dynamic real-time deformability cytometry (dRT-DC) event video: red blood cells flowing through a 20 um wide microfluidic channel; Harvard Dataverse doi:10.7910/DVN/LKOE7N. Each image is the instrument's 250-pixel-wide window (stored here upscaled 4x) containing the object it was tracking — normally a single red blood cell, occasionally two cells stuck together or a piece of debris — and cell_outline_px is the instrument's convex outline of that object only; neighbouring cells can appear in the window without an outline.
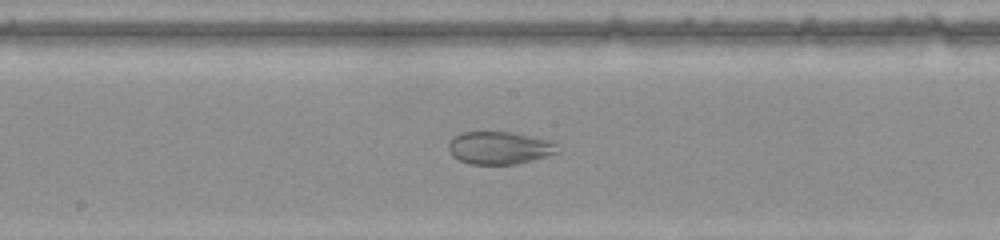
{"species": "common noctule bat (a hibernating species)", "species_latin": "Nyctalus noctula", "temperature_condition": "warm", "stored_images_in_passage": 49, "camera_frame_rate_fps": 3000, "um_per_image_px": 0.085, "animal": {"sex": "female", "body_mass_g": 22.0, "forearm_length_mm": 56.7}, "frame": {"image": 1, "passage_image": 25, "time_ms": 8.0, "image_size_px": [1000, 240], "cell_outline_px": [[560, 152], [548, 156], [516, 164], [468, 164], [452, 156], [448, 148], [448, 144], [456, 136], [464, 132], [508, 132], [528, 136], [544, 140], [556, 144]], "centroid_in_image_um": [42.43, 12.59], "position_along_channel_um": 205.8, "area_um2": 20.4}}
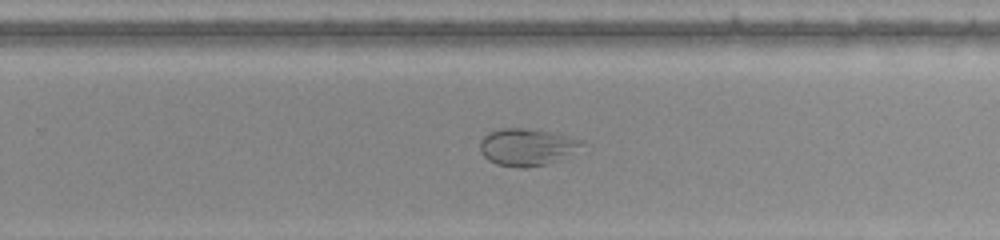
{"frame": {"image": 2, "passage_image": 31, "time_ms": 10.0, "image_size_px": [1000, 240], "cell_outline_px": [[584, 144], [568, 160], [528, 168], [520, 168], [496, 164], [488, 160], [480, 152], [480, 140], [488, 132], [500, 128], [528, 128], [572, 136], [584, 140]], "centroid_in_image_um": [44.86, 12.52], "position_along_channel_um": 284.9, "area_um2": 22.89}}
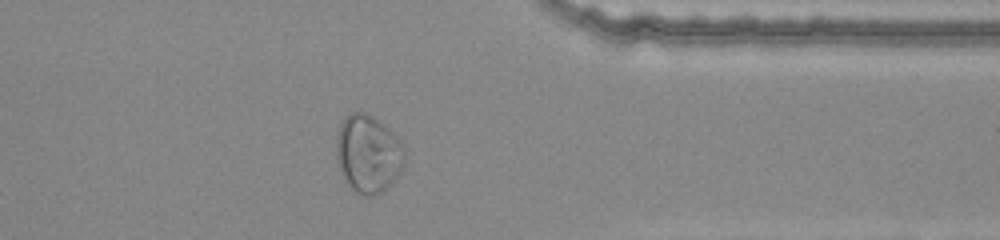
{"frame": {"image": 3, "passage_image": 39, "time_ms": 12.667, "image_size_px": [1000, 240], "cell_outline_px": [[404, 160], [400, 172], [380, 192], [372, 196], [360, 196], [344, 180], [336, 156], [336, 136], [340, 124], [352, 112], [364, 112], [372, 116], [392, 132], [400, 140], [404, 148]], "centroid_in_image_um": [31.27, 13.07], "position_along_channel_um": 380.1, "area_um2": 30.52}}